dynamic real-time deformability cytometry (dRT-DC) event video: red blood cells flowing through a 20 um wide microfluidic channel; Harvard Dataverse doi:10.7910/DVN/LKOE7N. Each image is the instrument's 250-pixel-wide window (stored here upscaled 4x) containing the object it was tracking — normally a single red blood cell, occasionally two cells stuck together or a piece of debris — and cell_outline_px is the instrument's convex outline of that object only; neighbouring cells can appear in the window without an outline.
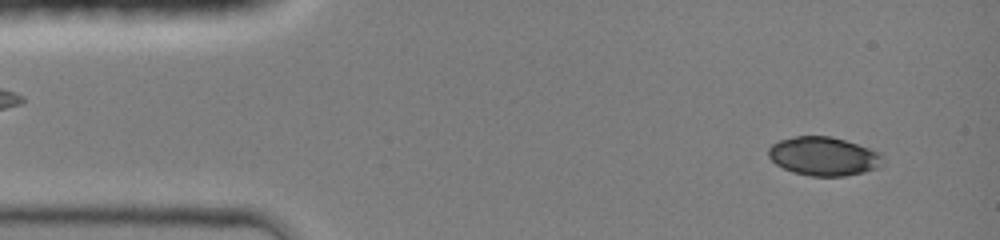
{"species": "common noctule bat (a hibernating species)", "species_latin": "Nyctalus noctula", "temperature_condition": "room temperature", "stored_images_in_passage": 44, "camera_frame_rate_fps": 3000, "um_per_image_px": 0.085, "animal": {"sex": "female", "body_mass_g": 19.0, "forearm_length_mm": 51.5}, "frame": {"image": 1, "passage_image": 3, "time_ms": 0.667, "image_size_px": [1000, 240], "cell_outline_px": [[884, 164], [876, 168], [844, 176], [812, 176], [792, 172], [776, 164], [768, 156], [768, 148], [772, 144], [780, 140], [796, 136], [832, 136], [880, 152], [884, 156]], "centroid_in_image_um": [70.01, 13.28], "position_along_channel_um": 15.0, "area_um2": 25.72}}
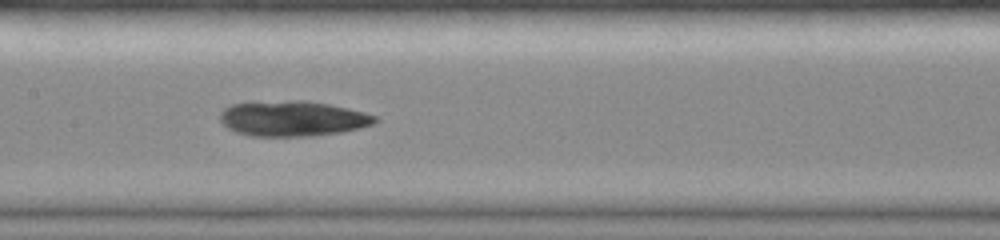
{"frame": {"image": 2, "passage_image": 21, "time_ms": 6.667, "image_size_px": [1000, 240], "cell_outline_px": [[380, 120], [372, 124], [340, 132], [312, 136], [252, 136], [236, 132], [228, 128], [220, 120], [220, 112], [224, 108], [232, 104], [288, 100], [304, 100], [328, 104], [348, 108], [364, 112], [376, 116]], "centroid_in_image_um": [24.87, 10.07], "position_along_channel_um": 182.5, "area_um2": 31.73}}
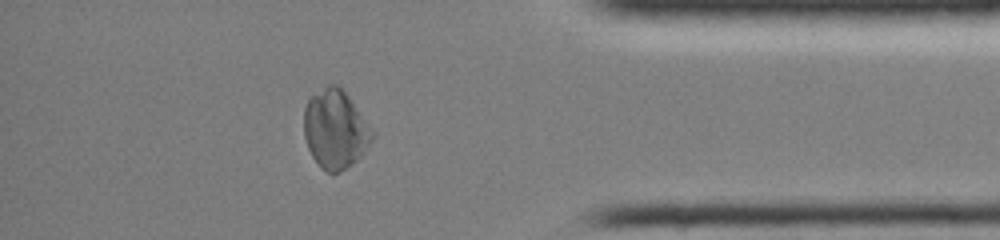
{"frame": {"image": 3, "passage_image": 38, "time_ms": 12.333, "image_size_px": [1000, 240], "cell_outline_px": [[376, 136], [360, 156], [356, 160], [332, 176], [312, 156], [308, 148], [304, 136], [304, 108], [308, 100], [312, 96], [328, 84], [336, 84], [344, 88], [372, 128]], "centroid_in_image_um": [28.52, 10.95], "position_along_channel_um": 406.7, "area_um2": 31.33}}